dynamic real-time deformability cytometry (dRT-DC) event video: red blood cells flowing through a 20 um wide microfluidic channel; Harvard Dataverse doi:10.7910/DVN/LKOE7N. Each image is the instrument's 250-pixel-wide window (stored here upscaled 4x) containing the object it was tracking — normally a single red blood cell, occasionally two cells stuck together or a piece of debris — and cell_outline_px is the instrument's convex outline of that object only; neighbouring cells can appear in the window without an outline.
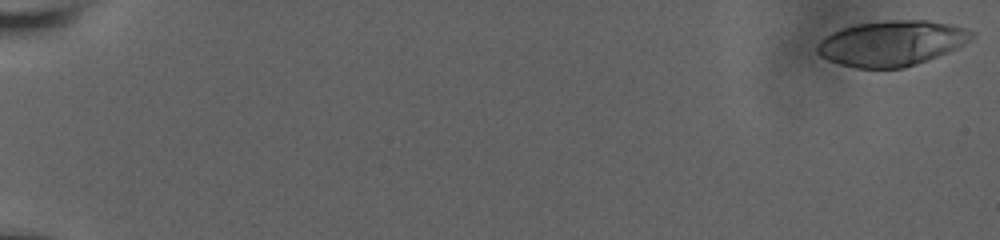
{"species": "human", "species_latin": "Homo sapiens", "temperature_condition": "room temperature", "stored_images_in_passage": 58, "camera_frame_rate_fps": 3000, "um_per_image_px": 0.085, "donor": {"sex": "male"}, "frame": {"image": 1, "passage_image": 1, "time_ms": 0.0, "image_size_px": [1000, 240], "cell_outline_px": [[976, 36], [964, 44], [948, 52], [928, 60], [904, 68], [856, 68], [840, 64], [828, 60], [820, 56], [816, 52], [816, 44], [824, 36], [840, 28], [856, 24], [888, 20], [928, 20], [968, 28], [976, 32]], "centroid_in_image_um": [75.79, 3.67], "position_along_channel_um": 9.2, "area_um2": 41.15}}
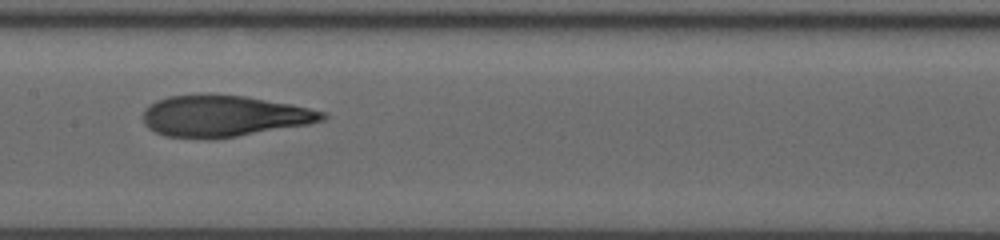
{"frame": {"image": 2, "passage_image": 32, "time_ms": 10.333, "image_size_px": [1000, 240], "cell_outline_px": [[328, 116], [324, 120], [308, 124], [236, 136], [164, 136], [148, 128], [144, 124], [144, 108], [156, 100], [168, 96], [244, 96], [288, 104], [308, 108], [324, 112]], "centroid_in_image_um": [19.03, 9.85], "position_along_channel_um": 188.4, "area_um2": 41.44}}
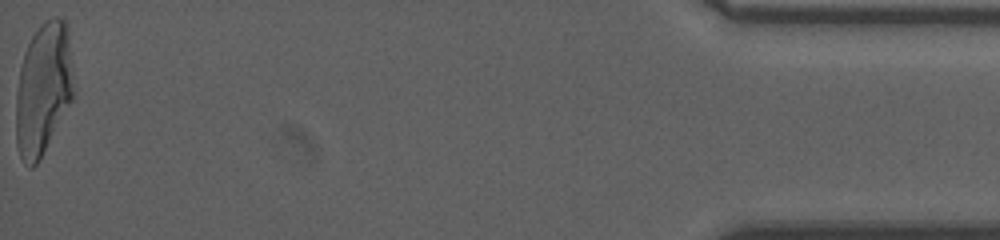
{"frame": {"image": 3, "passage_image": 58, "time_ms": 19.0, "image_size_px": [1000, 240], "cell_outline_px": [[76, 96], [40, 160], [32, 168], [28, 168], [20, 156], [16, 144], [16, 96], [20, 68], [24, 52], [32, 36], [40, 24], [44, 20], [52, 16], [56, 16], [64, 20], [68, 28]], "centroid_in_image_um": [3.71, 7.57], "position_along_channel_um": 431.5, "area_um2": 45.49}, "authors_computed_cell_mechanics": {"area_um2": 42.483, "velocity_mm_per_s": 3.8059, "shape_relaxation_time_tau1_ms": 6.8625, "shape_relaxation_time_tau2_ms": 1.4125, "deformation_change_tau1": 0.2673, "deformation_change_tau2": 0.1017}}